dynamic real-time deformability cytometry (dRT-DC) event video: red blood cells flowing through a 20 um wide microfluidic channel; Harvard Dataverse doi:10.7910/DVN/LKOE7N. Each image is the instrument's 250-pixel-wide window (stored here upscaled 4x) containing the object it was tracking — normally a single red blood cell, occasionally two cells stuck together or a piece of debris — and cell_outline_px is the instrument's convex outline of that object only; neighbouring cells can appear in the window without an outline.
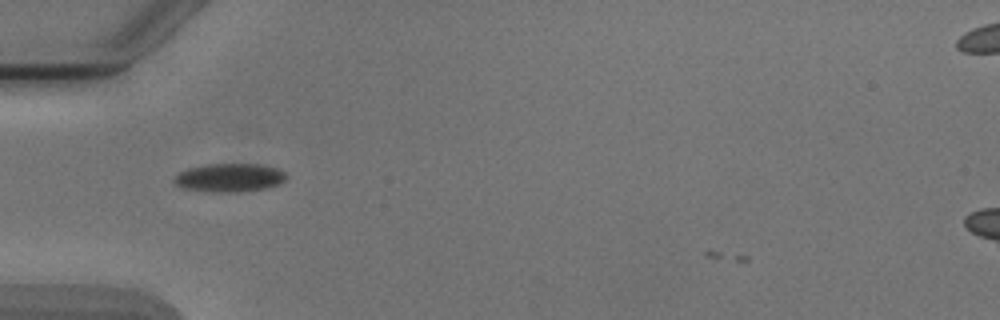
{"species": "Egyptian fruit bat (a non-hibernating species)", "species_latin": "Rousettus aegyptiacus", "temperature_condition": "cold", "stored_images_in_passage": 4, "camera_frame_rate_fps": 3000, "um_per_image_px": 0.085, "animal": {"sex": "male"}, "frame": {"image": 1, "passage_image": 3, "time_ms": 3.0, "image_size_px": [1000, 320], "cell_outline_px": [[288, 176], [284, 180], [276, 184], [264, 188], [240, 192], [216, 192], [184, 188], [176, 184], [172, 180], [180, 172], [188, 168], [204, 164], [260, 164], [276, 168], [284, 172]], "centroid_in_image_um": [19.49, 15.09], "position_along_channel_um": 65.5, "area_um2": 18.38}}
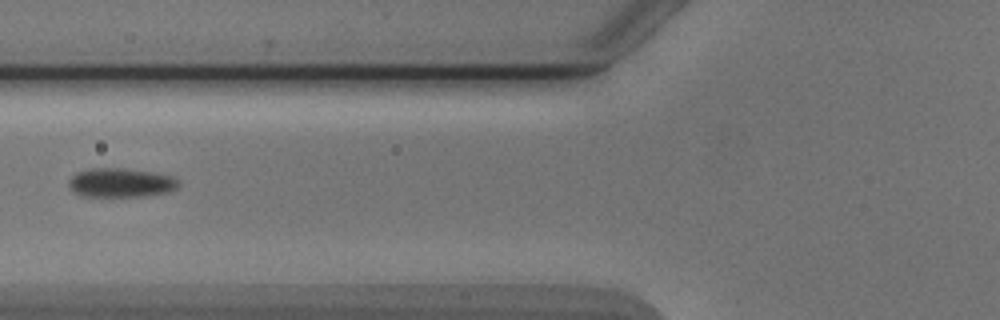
{"frame": {"image": 2, "passage_image": 4, "time_ms": 4.333, "image_size_px": [1000, 320], "cell_outline_px": [[180, 184], [176, 188], [168, 192], [148, 196], [84, 196], [72, 192], [68, 184], [68, 180], [76, 172], [92, 168], [124, 168], [156, 172], [176, 176], [180, 180]], "centroid_in_image_um": [10.31, 15.52], "position_along_channel_um": 115.5, "area_um2": 19.02}}